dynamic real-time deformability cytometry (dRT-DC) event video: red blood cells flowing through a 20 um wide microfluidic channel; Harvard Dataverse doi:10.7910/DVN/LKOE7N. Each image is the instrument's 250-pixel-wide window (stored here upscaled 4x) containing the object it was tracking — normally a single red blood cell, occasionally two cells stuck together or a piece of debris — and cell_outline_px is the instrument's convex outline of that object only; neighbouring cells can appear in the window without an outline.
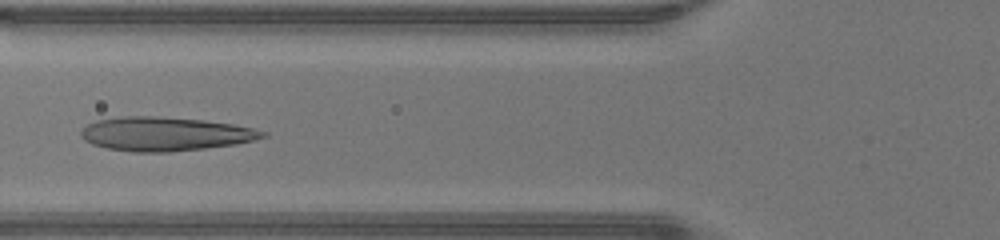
{"species": "human", "species_latin": "Homo sapiens", "temperature_condition": "warm", "stored_images_in_passage": 39, "camera_frame_rate_fps": 3000, "um_per_image_px": 0.085, "donor": {"sex": "male"}, "frame": {"image": 1, "passage_image": 13, "time_ms": 4.0, "image_size_px": [1000, 240], "cell_outline_px": [[268, 136], [236, 144], [204, 148], [168, 152], [132, 152], [108, 148], [92, 144], [84, 140], [80, 136], [80, 132], [88, 124], [96, 120], [124, 116], [156, 116], [204, 120], [232, 124], [252, 128], [268, 132]], "centroid_in_image_um": [14.02, 11.38], "position_along_channel_um": 111.8, "area_um2": 35.78}}
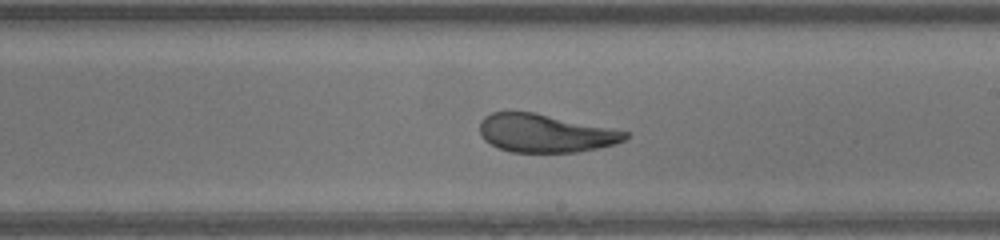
{"frame": {"image": 2, "passage_image": 22, "time_ms": 7.0, "image_size_px": [1000, 240], "cell_outline_px": [[628, 136], [624, 140], [616, 144], [576, 152], [512, 152], [500, 148], [484, 140], [480, 136], [480, 120], [484, 116], [492, 112], [536, 112], [628, 132]], "centroid_in_image_um": [46.31, 11.32], "position_along_channel_um": 242.7, "area_um2": 32.19}}
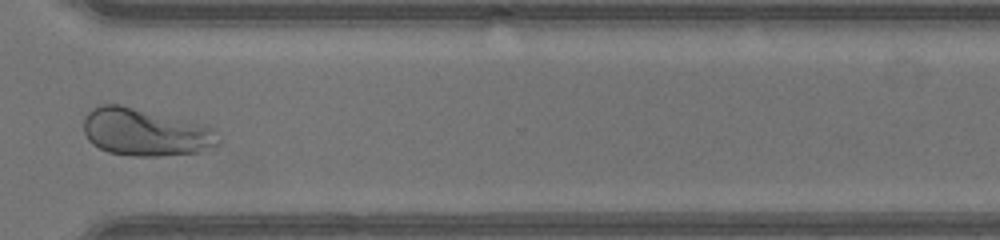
{"frame": {"image": 3, "passage_image": 30, "time_ms": 9.667, "image_size_px": [1000, 240], "cell_outline_px": [[220, 144], [200, 152], [160, 156], [132, 156], [108, 152], [92, 144], [88, 140], [84, 132], [84, 116], [92, 108], [100, 104], [120, 104], [204, 124], [212, 128], [220, 140]], "centroid_in_image_um": [12.34, 11.24], "position_along_channel_um": 358.3, "area_um2": 37.45}}